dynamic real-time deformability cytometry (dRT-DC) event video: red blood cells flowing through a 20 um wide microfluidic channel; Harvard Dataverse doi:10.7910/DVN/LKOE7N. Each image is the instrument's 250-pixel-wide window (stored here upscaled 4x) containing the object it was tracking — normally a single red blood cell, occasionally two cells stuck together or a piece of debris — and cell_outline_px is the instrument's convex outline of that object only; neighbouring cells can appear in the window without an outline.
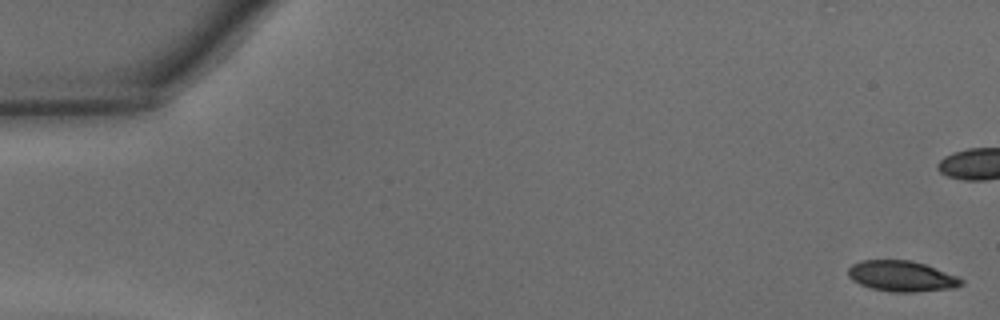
{"species": "common noctule bat (a hibernating species)", "species_latin": "Nyctalus noctula", "temperature_condition": "warm", "stored_images_in_passage": 40, "camera_frame_rate_fps": 3000, "um_per_image_px": 0.085, "animal": {"sex": "male", "body_mass_g": 15.6}, "frame": {"image": 1, "passage_image": 1, "time_ms": 0.0, "image_size_px": [1000, 320], "cell_outline_px": [[964, 284], [956, 288], [916, 292], [892, 292], [872, 288], [860, 284], [852, 280], [848, 276], [848, 268], [852, 264], [860, 260], [912, 260], [924, 264], [956, 276], [964, 280]], "centroid_in_image_um": [76.64, 23.48], "position_along_channel_um": 8.4, "area_um2": 20.29}}
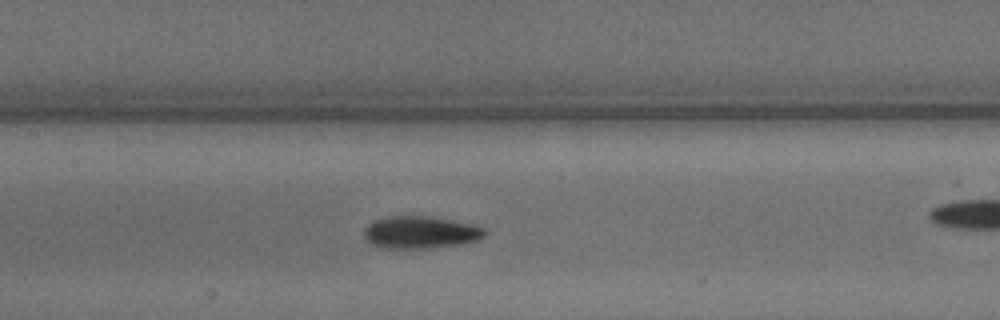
{"frame": {"image": 2, "passage_image": 22, "time_ms": 7.0, "image_size_px": [1000, 320], "cell_outline_px": [[488, 232], [484, 236], [476, 240], [456, 244], [432, 248], [380, 248], [372, 244], [364, 236], [364, 228], [372, 220], [388, 216], [432, 216], [476, 224], [484, 228]], "centroid_in_image_um": [35.74, 19.73], "position_along_channel_um": 171.7, "area_um2": 22.95}}
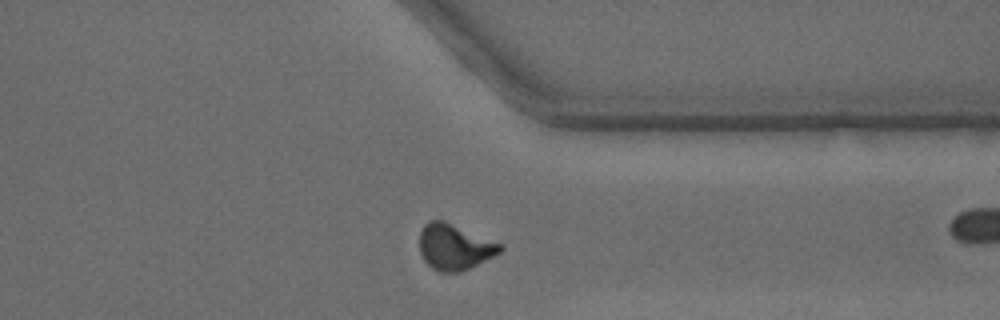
{"frame": {"image": 3, "passage_image": 36, "time_ms": 11.667, "image_size_px": [1000, 320], "cell_outline_px": [[504, 248], [500, 252], [460, 272], [440, 272], [432, 268], [424, 260], [420, 252], [420, 232], [424, 224], [428, 220], [444, 220], [504, 244]], "centroid_in_image_um": [38.63, 20.96], "position_along_channel_um": 372.8, "area_um2": 21.5}, "authors_computed_cell_mechanics": {"area_um2": 21.6172, "velocity_mm_per_s": 4.3566, "shape_relaxation_time_tau1_ms": 3.0375, "shape_relaxation_time_tau2_ms": 2.285, "deformation_change_tau1": 0.1147, "deformation_change_tau2": 0.0792}}